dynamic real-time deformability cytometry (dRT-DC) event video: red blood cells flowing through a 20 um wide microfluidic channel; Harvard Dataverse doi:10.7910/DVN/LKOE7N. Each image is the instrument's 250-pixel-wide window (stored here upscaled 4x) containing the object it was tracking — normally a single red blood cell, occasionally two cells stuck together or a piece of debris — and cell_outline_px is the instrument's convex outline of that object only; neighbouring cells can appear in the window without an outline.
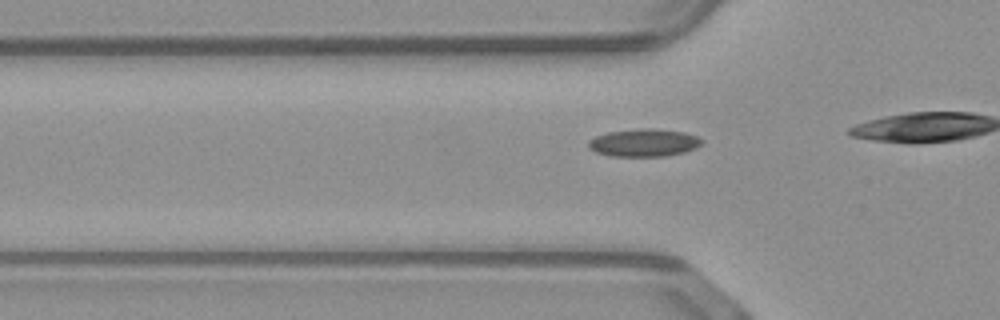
{"species": "common noctule bat (a hibernating species)", "species_latin": "Nyctalus noctula", "temperature_condition": "warm", "stored_images_in_passage": 10, "camera_frame_rate_fps": 3000, "um_per_image_px": 0.085, "animal": {"sex": "male", "body_mass_g": 23.1, "forearm_length_mm": 52.7}, "frame": {"image": 1, "passage_image": 5, "time_ms": 1.333, "image_size_px": [1000, 320], "cell_outline_px": [[704, 140], [696, 148], [684, 152], [664, 156], [612, 156], [596, 152], [588, 148], [588, 140], [596, 136], [608, 132], [640, 128], [652, 128], [684, 132], [696, 136]], "centroid_in_image_um": [54.72, 12.13], "position_along_channel_um": 71.1, "area_um2": 18.26}}
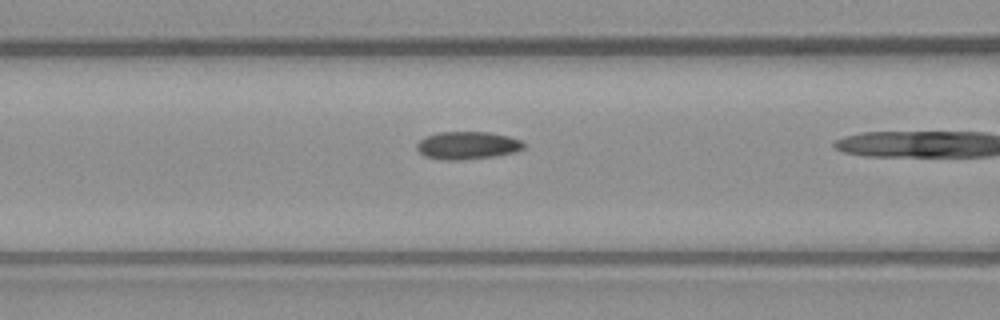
{"frame": {"image": 2, "passage_image": 9, "time_ms": 2.667, "image_size_px": [1000, 320], "cell_outline_px": [[528, 144], [524, 148], [516, 152], [496, 156], [460, 160], [444, 160], [424, 156], [416, 148], [416, 144], [420, 140], [428, 136], [440, 132], [488, 132], [508, 136], [520, 140]], "centroid_in_image_um": [39.77, 12.37], "position_along_channel_um": 126.8, "area_um2": 17.34}}